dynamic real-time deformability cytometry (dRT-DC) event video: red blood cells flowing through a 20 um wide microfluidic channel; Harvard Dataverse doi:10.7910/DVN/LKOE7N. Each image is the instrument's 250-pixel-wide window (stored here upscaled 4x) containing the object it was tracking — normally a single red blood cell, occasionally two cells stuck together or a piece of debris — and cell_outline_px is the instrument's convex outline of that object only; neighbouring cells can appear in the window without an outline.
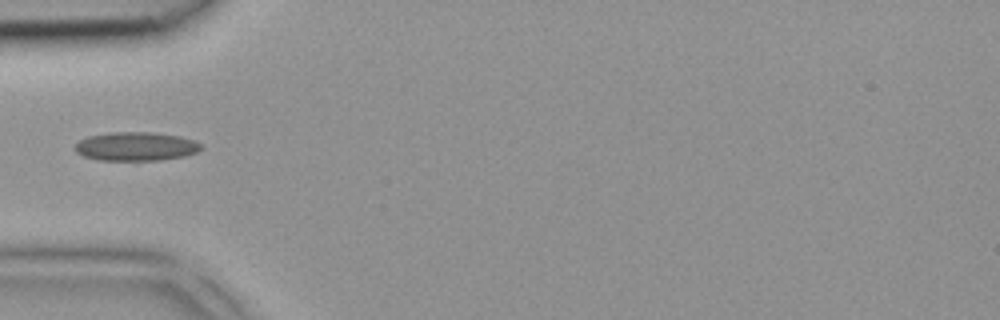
{"species": "common noctule bat (a hibernating species)", "species_latin": "Nyctalus noctula", "temperature_condition": "room temperature", "stored_images_in_passage": 3, "camera_frame_rate_fps": 3000, "um_per_image_px": 0.085, "animal": {"sex": "female", "body_mass_g": 18.4}, "frame": {"image": 1, "passage_image": 3, "time_ms": 0.667, "image_size_px": [1000, 320], "cell_outline_px": [[204, 148], [196, 152], [184, 156], [160, 160], [100, 160], [84, 156], [76, 152], [72, 148], [80, 140], [88, 136], [112, 132], [152, 132], [180, 136], [196, 140]], "centroid_in_image_um": [11.56, 12.44], "position_along_channel_um": 73.4, "area_um2": 21.21}}